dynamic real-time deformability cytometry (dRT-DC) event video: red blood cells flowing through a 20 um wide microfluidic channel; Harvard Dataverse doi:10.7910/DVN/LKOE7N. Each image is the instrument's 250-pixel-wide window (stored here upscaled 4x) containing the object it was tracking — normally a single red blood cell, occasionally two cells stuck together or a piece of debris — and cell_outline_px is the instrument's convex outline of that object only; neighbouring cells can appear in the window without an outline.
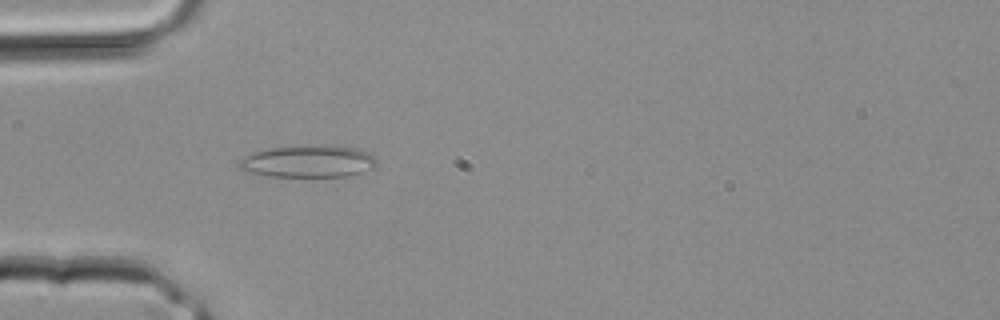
{"species": "common noctule bat (a hibernating species)", "species_latin": "Nyctalus noctula", "temperature_condition": "room temperature", "stored_images_in_passage": 2, "camera_frame_rate_fps": 3000, "um_per_image_px": 0.085, "animal": {"sex": "male", "body_mass_g": 20.4}, "frame": {"image": 1, "passage_image": 2, "time_ms": 0.333, "image_size_px": [1000, 320], "cell_outline_px": [[376, 164], [360, 172], [348, 176], [268, 176], [248, 172], [240, 168], [236, 164], [244, 156], [252, 152], [272, 148], [324, 144], [356, 148], [368, 152], [376, 160]], "centroid_in_image_um": [26.15, 13.7], "position_along_channel_um": 58.9, "area_um2": 25.55}}